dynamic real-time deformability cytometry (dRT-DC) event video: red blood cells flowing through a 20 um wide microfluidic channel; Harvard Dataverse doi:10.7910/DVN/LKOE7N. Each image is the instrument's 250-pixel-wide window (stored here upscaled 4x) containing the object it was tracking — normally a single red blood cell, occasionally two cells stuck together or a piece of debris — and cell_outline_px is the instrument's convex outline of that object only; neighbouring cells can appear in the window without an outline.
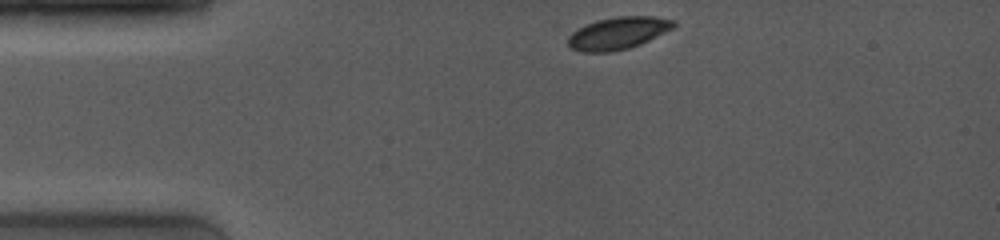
{"species": "common noctule bat (a hibernating species)", "species_latin": "Nyctalus noctula", "temperature_condition": "room temperature", "stored_images_in_passage": 27, "camera_frame_rate_fps": 4000, "um_per_image_px": 0.085, "animal": {"sex": "female", "body_mass_g": 19.0, "forearm_length_mm": 53.3}, "frame": {"image": 1, "passage_image": 1, "time_ms": 0.0, "image_size_px": [1000, 240], "cell_outline_px": [[676, 24], [672, 28], [640, 44], [628, 48], [608, 52], [580, 52], [568, 48], [568, 36], [572, 32], [596, 20], [616, 16], [652, 16], [676, 20]], "centroid_in_image_um": [52.5, 2.82], "position_along_channel_um": 32.5, "area_um2": 19.77}}
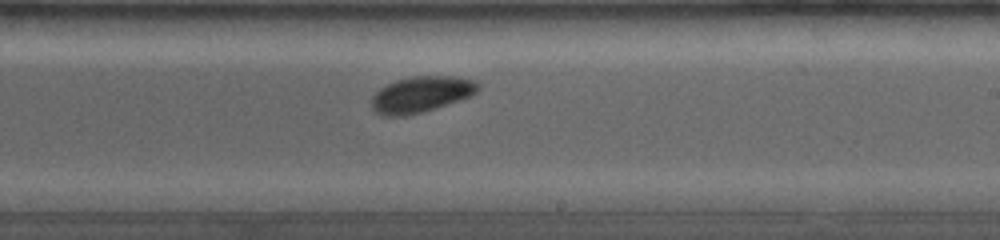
{"frame": {"image": 2, "passage_image": 22, "time_ms": 6.75, "image_size_px": [1000, 240], "cell_outline_px": [[480, 88], [472, 96], [420, 112], [404, 116], [384, 116], [376, 112], [372, 108], [372, 96], [380, 88], [396, 80], [412, 76], [456, 76], [476, 80], [480, 84]], "centroid_in_image_um": [35.82, 8.0], "position_along_channel_um": 253.2, "area_um2": 22.25}}
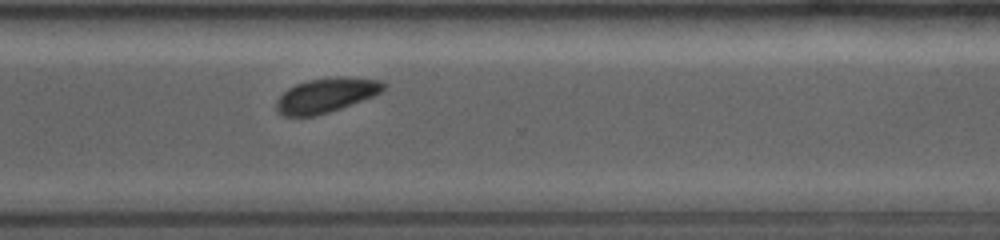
{"frame": {"image": 3, "passage_image": 27, "time_ms": 9.0, "image_size_px": [1000, 240], "cell_outline_px": [[388, 84], [380, 92], [372, 96], [340, 108], [316, 116], [284, 116], [276, 112], [276, 100], [288, 88], [296, 84], [308, 80], [336, 76], [380, 80]], "centroid_in_image_um": [27.68, 8.09], "position_along_channel_um": 342.9, "area_um2": 21.39}}